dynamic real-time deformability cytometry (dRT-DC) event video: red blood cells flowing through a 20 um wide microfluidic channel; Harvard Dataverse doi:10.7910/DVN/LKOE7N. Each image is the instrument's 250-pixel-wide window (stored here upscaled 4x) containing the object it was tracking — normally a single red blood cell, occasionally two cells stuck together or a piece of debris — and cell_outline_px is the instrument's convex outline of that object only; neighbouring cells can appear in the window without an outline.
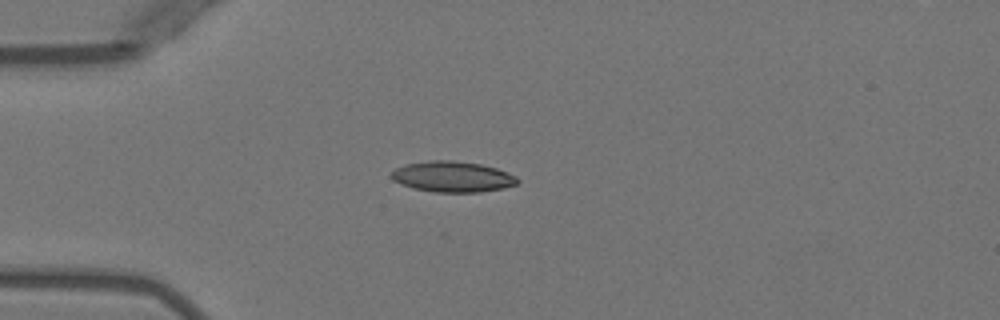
{"species": "Egyptian fruit bat (a non-hibernating species)", "species_latin": "Rousettus aegyptiacus", "temperature_condition": "warm", "stored_images_in_passage": 1, "camera_frame_rate_fps": 3000, "um_per_image_px": 0.085, "animal": {"sex": "female"}, "frame": {"image": 1, "passage_image": 1, "time_ms": 0.0, "image_size_px": [1000, 320], "cell_outline_px": [[520, 180], [516, 184], [504, 188], [480, 192], [436, 192], [412, 188], [400, 184], [392, 180], [388, 176], [396, 168], [404, 164], [428, 160], [452, 160], [480, 164], [496, 168], [508, 172], [516, 176]], "centroid_in_image_um": [38.43, 15.02], "position_along_channel_um": 46.6, "area_um2": 22.83}}